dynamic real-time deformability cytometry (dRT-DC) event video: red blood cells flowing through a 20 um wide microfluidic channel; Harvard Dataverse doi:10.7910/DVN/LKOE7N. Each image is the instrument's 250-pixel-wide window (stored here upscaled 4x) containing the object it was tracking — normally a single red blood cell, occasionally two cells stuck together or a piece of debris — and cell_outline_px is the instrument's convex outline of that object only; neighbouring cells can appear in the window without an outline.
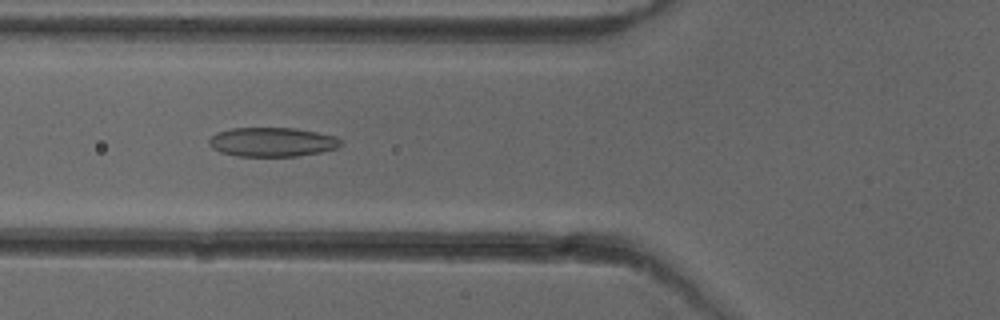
{"species": "common noctule bat (a hibernating species)", "species_latin": "Nyctalus noctula", "temperature_condition": "cold", "stored_images_in_passage": 51, "camera_frame_rate_fps": 3000, "um_per_image_px": 0.085, "animal": {"sex": "female"}, "frame": {"image": 1, "passage_image": 19, "time_ms": 6.0, "image_size_px": [1000, 320], "cell_outline_px": [[344, 144], [336, 148], [320, 152], [296, 156], [236, 156], [220, 152], [212, 148], [208, 144], [208, 140], [216, 132], [232, 128], [296, 128], [336, 136]], "centroid_in_image_um": [23.12, 12.07], "position_along_channel_um": 102.7, "area_um2": 22.48}}
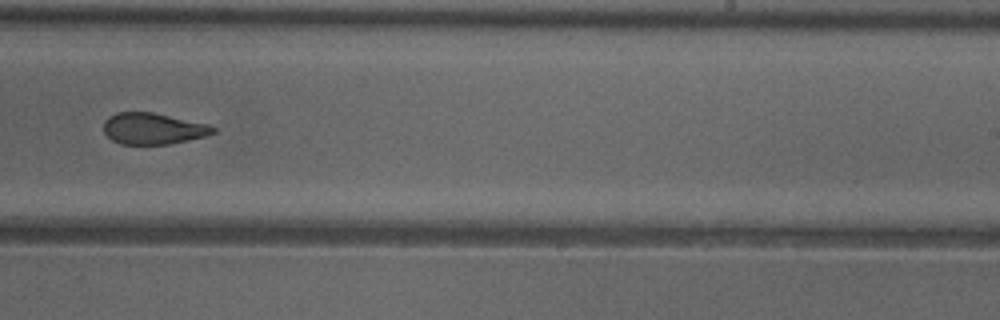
{"frame": {"image": 2, "passage_image": 32, "time_ms": 10.333, "image_size_px": [1000, 320], "cell_outline_px": [[216, 132], [208, 136], [168, 144], [120, 144], [112, 140], [104, 132], [104, 120], [108, 116], [116, 112], [152, 112], [208, 124], [216, 128]], "centroid_in_image_um": [13.01, 10.93], "position_along_channel_um": 276.0, "area_um2": 20.06}}
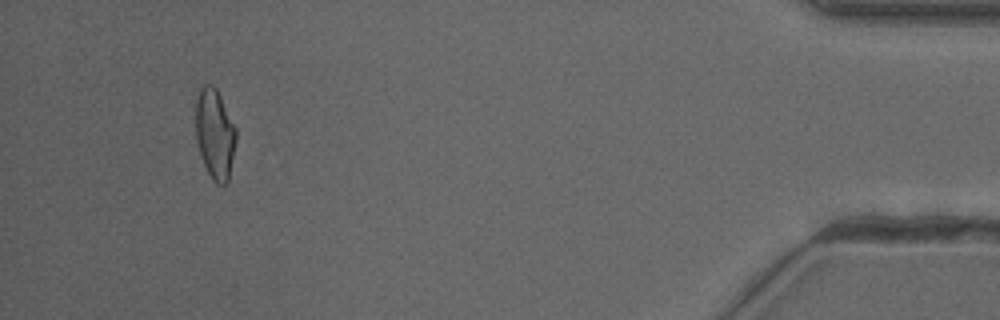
{"frame": {"image": 3, "passage_image": 48, "time_ms": 15.667, "image_size_px": [1000, 320], "cell_outline_px": [[236, 140], [228, 184], [224, 188], [216, 184], [212, 180], [204, 164], [196, 140], [196, 96], [200, 88], [204, 84], [212, 84], [216, 88], [236, 128]], "centroid_in_image_um": [18.27, 11.42], "position_along_channel_um": 416.9, "area_um2": 21.39}, "authors_computed_cell_mechanics": {"area_um2": 21.675, "velocity_mm_per_s": 3.9924, "shape_relaxation_time_tau1_ms": null, "shape_relaxation_time_tau2_ms": 2.273, "deformation_change_tau1": null, "deformation_change_tau2": 0.1005}}